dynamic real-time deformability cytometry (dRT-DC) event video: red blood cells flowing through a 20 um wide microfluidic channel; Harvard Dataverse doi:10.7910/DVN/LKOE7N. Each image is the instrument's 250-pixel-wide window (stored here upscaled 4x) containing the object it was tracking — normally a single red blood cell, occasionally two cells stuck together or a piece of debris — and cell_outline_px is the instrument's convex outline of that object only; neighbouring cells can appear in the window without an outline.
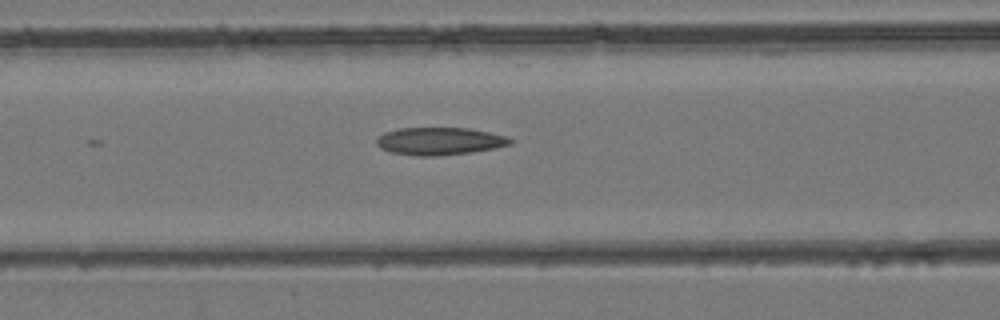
{"species": "common noctule bat (a hibernating species)", "species_latin": "Nyctalus noctula", "temperature_condition": "room temperature", "stored_images_in_passage": 13, "camera_frame_rate_fps": 3000, "um_per_image_px": 0.085, "animal": {"sex": "female", "body_mass_g": 24.6, "forearm_length_mm": 56.2}, "frame": {"image": 1, "passage_image": 10, "time_ms": 3.0, "image_size_px": [1000, 320], "cell_outline_px": [[512, 144], [492, 148], [468, 152], [436, 156], [416, 156], [392, 152], [380, 148], [376, 144], [376, 140], [384, 132], [400, 128], [468, 128], [508, 136], [512, 140]], "centroid_in_image_um": [37.34, 11.99], "position_along_channel_um": 129.3, "area_um2": 21.27}}
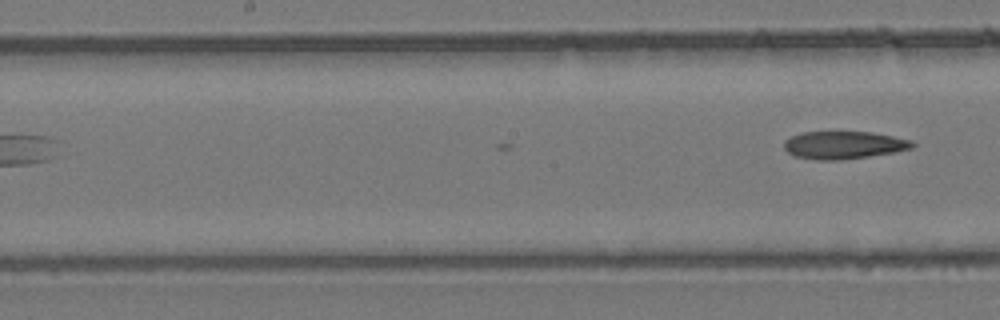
{"frame": {"image": 2, "passage_image": 13, "time_ms": 4.0, "image_size_px": [1000, 320], "cell_outline_px": [[916, 144], [912, 148], [892, 152], [868, 156], [840, 160], [816, 160], [796, 156], [788, 152], [784, 148], [784, 140], [800, 132], [872, 132], [912, 140]], "centroid_in_image_um": [71.7, 12.32], "position_along_channel_um": 176.5, "area_um2": 20.58}}